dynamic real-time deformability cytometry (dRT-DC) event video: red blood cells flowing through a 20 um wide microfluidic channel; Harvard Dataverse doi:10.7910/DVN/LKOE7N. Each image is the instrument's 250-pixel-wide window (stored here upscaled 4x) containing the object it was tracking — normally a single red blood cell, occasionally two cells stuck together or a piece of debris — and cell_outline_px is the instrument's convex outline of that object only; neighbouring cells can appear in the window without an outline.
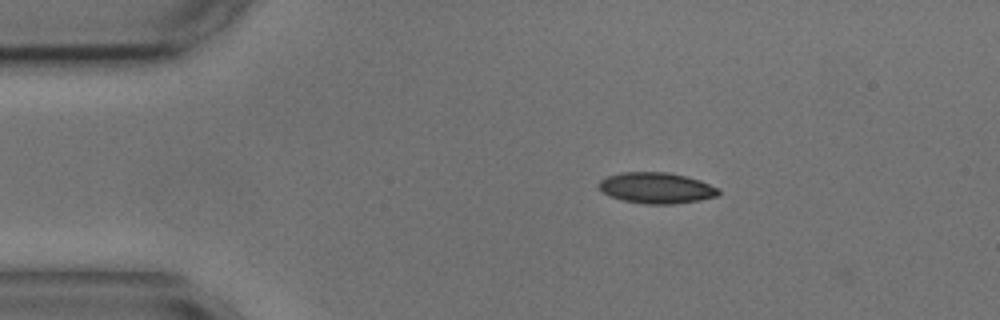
{"species": "common noctule bat (a hibernating species)", "species_latin": "Nyctalus noctula", "temperature_condition": "cold", "stored_images_in_passage": 4, "camera_frame_rate_fps": 3000, "um_per_image_px": 0.085, "animal": {"sex": "male", "body_mass_g": 17.9, "forearm_length_mm": 54.2}, "frame": {"image": 1, "passage_image": 1, "time_ms": 0.0, "image_size_px": [1000, 320], "cell_outline_px": [[720, 192], [716, 196], [700, 200], [676, 204], [648, 204], [624, 200], [612, 196], [604, 192], [596, 184], [600, 180], [608, 176], [620, 172], [668, 172], [700, 180], [720, 188]], "centroid_in_image_um": [55.82, 15.97], "position_along_channel_um": 29.2, "area_um2": 21.5}}